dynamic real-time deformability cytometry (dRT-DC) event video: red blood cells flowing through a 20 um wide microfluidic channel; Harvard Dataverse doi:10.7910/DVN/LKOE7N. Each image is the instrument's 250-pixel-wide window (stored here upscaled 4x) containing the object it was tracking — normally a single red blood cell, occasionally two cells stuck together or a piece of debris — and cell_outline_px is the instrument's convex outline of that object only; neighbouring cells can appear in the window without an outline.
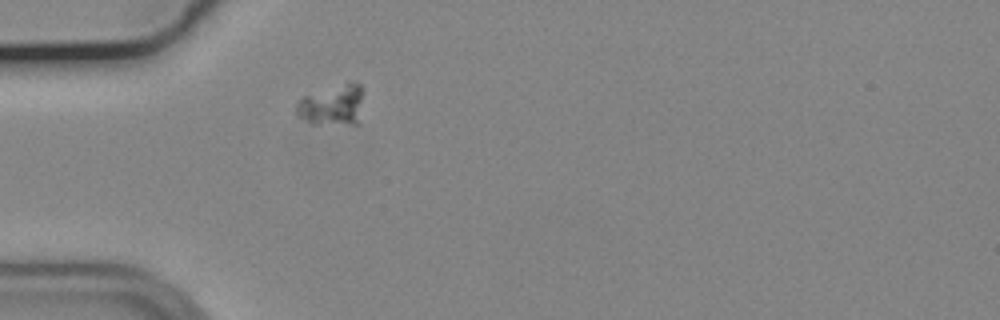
{"species": "common noctule bat (a hibernating species)", "species_latin": "Nyctalus noctula", "temperature_condition": "cold", "stored_images_in_passage": 33, "camera_frame_rate_fps": 3000, "um_per_image_px": 0.085, "animal": {"sex": "male", "body_mass_g": 19.2, "forearm_length_mm": 51.8}, "frame": {"image": 1, "passage_image": 1, "time_ms": 0.0, "image_size_px": [1000, 320], "cell_outline_px": [[364, 92], [356, 124], [312, 124], [296, 116], [296, 104], [304, 96], [348, 80], [352, 80], [360, 84]], "centroid_in_image_um": [28.25, 8.9], "position_along_channel_um": 56.8, "area_um2": 16.18}}
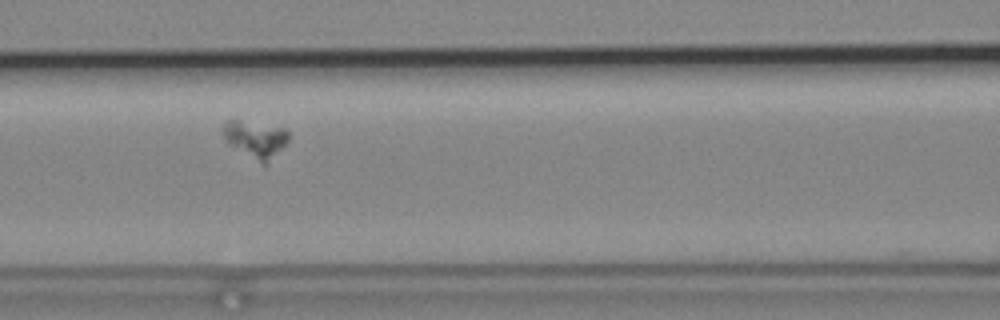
{"frame": {"image": 2, "passage_image": 9, "time_ms": 2.667, "image_size_px": [1000, 320], "cell_outline_px": [[288, 140], [264, 164], [228, 144], [224, 136], [224, 124], [228, 120], [240, 120], [284, 128], [288, 132]], "centroid_in_image_um": [21.69, 11.78], "position_along_channel_um": 144.9, "area_um2": 13.35}}
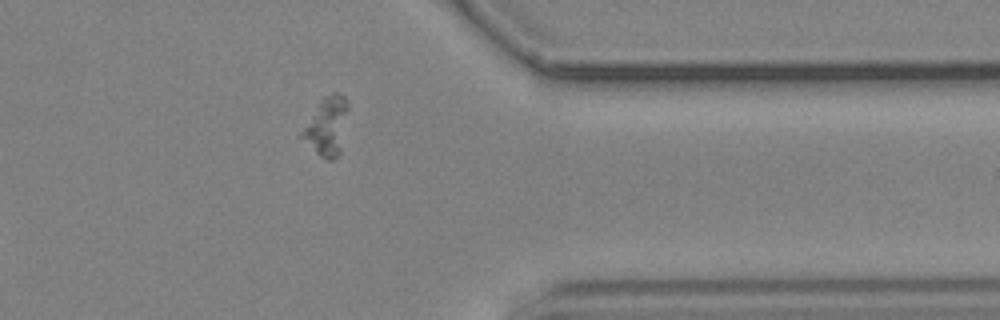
{"frame": {"image": 3, "passage_image": 30, "time_ms": 9.667, "image_size_px": [1000, 320], "cell_outline_px": [[348, 108], [340, 152], [332, 160], [328, 160], [320, 156], [296, 136], [320, 100], [324, 96], [332, 92], [336, 92], [344, 96], [348, 104]], "centroid_in_image_um": [27.72, 10.73], "position_along_channel_um": 383.7, "area_um2": 15.9}}